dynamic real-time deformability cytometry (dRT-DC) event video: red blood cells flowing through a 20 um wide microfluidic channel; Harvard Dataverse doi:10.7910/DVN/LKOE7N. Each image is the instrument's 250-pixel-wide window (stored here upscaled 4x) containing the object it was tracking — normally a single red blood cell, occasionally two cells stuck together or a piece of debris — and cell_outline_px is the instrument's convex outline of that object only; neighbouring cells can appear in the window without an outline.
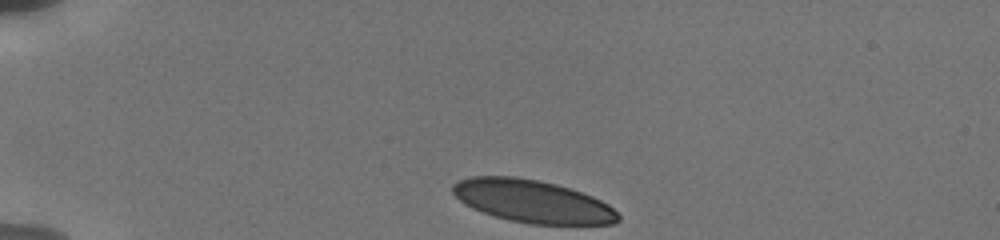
{"species": "human", "species_latin": "Homo sapiens", "temperature_condition": "cold", "stored_images_in_passage": 33, "camera_frame_rate_fps": 3000, "um_per_image_px": 0.085, "donor": {"sex": "male"}, "frame": {"image": 1, "passage_image": 1, "time_ms": 0.0, "image_size_px": [1000, 240], "cell_outline_px": [[620, 220], [612, 224], [528, 224], [508, 220], [472, 208], [464, 204], [452, 192], [452, 184], [460, 180], [472, 176], [516, 176], [556, 184], [592, 196], [608, 204], [620, 216]], "centroid_in_image_um": [45.25, 17.11], "position_along_channel_um": 39.8, "area_um2": 40.92}}
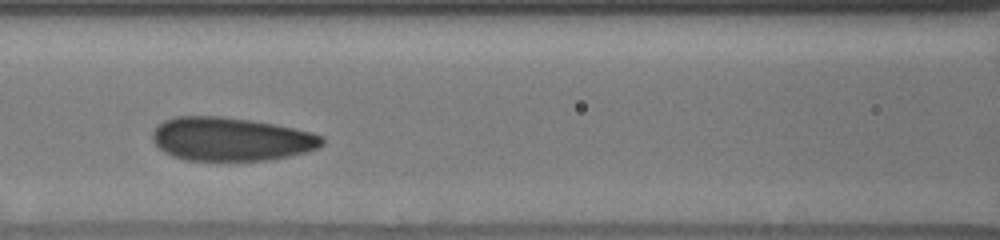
{"frame": {"image": 2, "passage_image": 14, "time_ms": 4.333, "image_size_px": [1000, 240], "cell_outline_px": [[324, 144], [320, 148], [308, 152], [268, 160], [184, 160], [172, 156], [164, 152], [152, 140], [152, 132], [164, 120], [172, 116], [220, 116], [248, 120], [272, 124], [312, 132], [324, 136]], "centroid_in_image_um": [19.64, 11.83], "position_along_channel_um": 147.0, "area_um2": 43.06}}
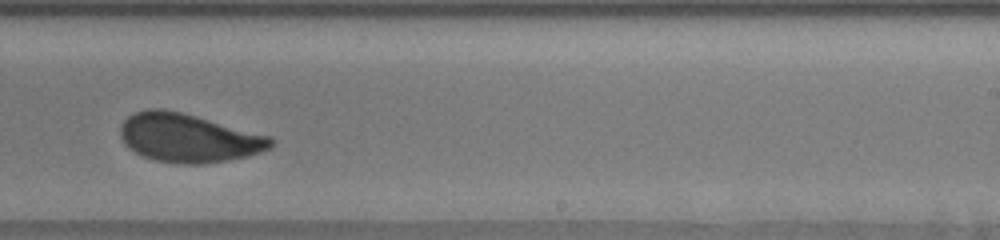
{"frame": {"image": 3, "passage_image": 24, "time_ms": 7.667, "image_size_px": [1000, 240], "cell_outline_px": [[276, 140], [272, 148], [248, 156], [228, 160], [204, 164], [180, 164], [152, 160], [128, 148], [124, 144], [120, 136], [120, 128], [124, 120], [128, 116], [136, 112], [148, 108], [164, 108], [196, 116], [272, 136]], "centroid_in_image_um": [16.04, 11.73], "position_along_channel_um": 273.0, "area_um2": 42.95}, "authors_computed_cell_mechanics": {"area_um2": 43.1766, "velocity_mm_per_s": 3.7931, "shape_relaxation_time_tau1_ms": 3.3159, "shape_relaxation_time_tau2_ms": 0.7559, "deformation_change_tau1": 0.1182, "deformation_change_tau2": 0.0676}}